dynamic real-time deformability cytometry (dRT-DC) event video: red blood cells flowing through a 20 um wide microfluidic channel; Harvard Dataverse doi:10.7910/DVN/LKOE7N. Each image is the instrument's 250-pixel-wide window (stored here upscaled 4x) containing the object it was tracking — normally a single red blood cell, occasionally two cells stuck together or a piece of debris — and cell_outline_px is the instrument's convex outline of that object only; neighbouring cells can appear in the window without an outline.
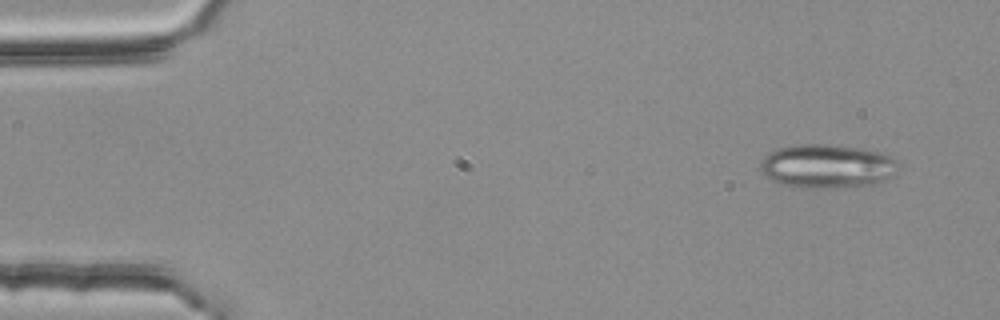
{"species": "common noctule bat (a hibernating species)", "species_latin": "Nyctalus noctula", "temperature_condition": "room temperature", "stored_images_in_passage": 4, "camera_frame_rate_fps": 3000, "um_per_image_px": 0.085, "animal": {"sex": "female", "body_mass_g": 25.1}, "frame": {"image": 1, "passage_image": 1, "time_ms": 0.0, "image_size_px": [1000, 320], "cell_outline_px": [[896, 172], [892, 176], [876, 184], [836, 188], [804, 188], [784, 184], [772, 180], [760, 168], [760, 164], [764, 156], [780, 148], [800, 144], [820, 144], [860, 148], [880, 152], [888, 156], [892, 160]], "centroid_in_image_um": [70.28, 14.14], "position_along_channel_um": 14.7, "area_um2": 34.56}}